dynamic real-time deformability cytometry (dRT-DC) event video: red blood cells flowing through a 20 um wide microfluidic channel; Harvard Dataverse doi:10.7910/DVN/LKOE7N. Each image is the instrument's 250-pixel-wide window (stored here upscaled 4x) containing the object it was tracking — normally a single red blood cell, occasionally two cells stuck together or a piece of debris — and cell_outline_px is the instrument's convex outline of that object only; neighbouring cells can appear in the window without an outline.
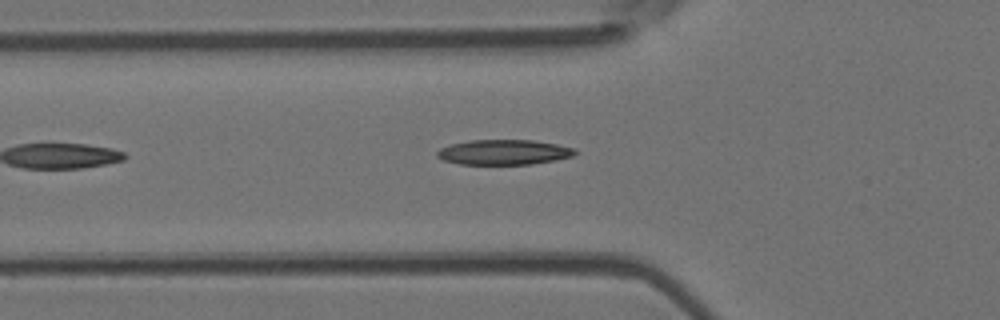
{"species": "Egyptian fruit bat (a non-hibernating species)", "species_latin": "Rousettus aegyptiacus", "temperature_condition": "room temperature", "stored_images_in_passage": 3, "camera_frame_rate_fps": 3000, "um_per_image_px": 0.085, "animal": {"sex": "female"}, "frame": {"image": 1, "passage_image": 3, "time_ms": 2.333, "image_size_px": [1000, 320], "cell_outline_px": [[576, 152], [572, 156], [556, 160], [532, 164], [460, 164], [444, 160], [436, 156], [436, 152], [440, 148], [452, 144], [468, 140], [532, 140], [556, 144], [576, 148]], "centroid_in_image_um": [42.82, 12.93], "position_along_channel_um": 83.0, "area_um2": 20.11}}